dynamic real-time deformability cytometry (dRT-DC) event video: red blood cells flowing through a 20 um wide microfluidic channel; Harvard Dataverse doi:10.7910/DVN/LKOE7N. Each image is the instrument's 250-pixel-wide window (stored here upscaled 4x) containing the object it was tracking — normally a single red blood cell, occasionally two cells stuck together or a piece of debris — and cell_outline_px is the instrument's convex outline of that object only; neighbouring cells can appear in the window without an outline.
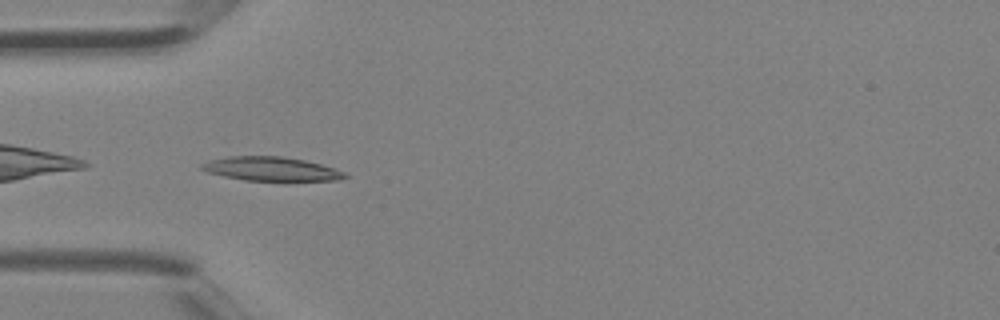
{"species": "Egyptian fruit bat (a non-hibernating species)", "species_latin": "Rousettus aegyptiacus", "temperature_condition": "room temperature", "stored_images_in_passage": 4, "camera_frame_rate_fps": 3000, "um_per_image_px": 0.085, "animal": {"sex": "female"}, "frame": {"image": 1, "passage_image": 4, "time_ms": 1.0, "image_size_px": [1000, 320], "cell_outline_px": [[348, 176], [340, 180], [244, 180], [224, 176], [208, 172], [200, 168], [200, 164], [208, 160], [228, 156], [280, 156], [304, 160], [320, 164], [344, 172]], "centroid_in_image_um": [23.0, 14.35], "position_along_channel_um": 62.0, "area_um2": 19.71}}